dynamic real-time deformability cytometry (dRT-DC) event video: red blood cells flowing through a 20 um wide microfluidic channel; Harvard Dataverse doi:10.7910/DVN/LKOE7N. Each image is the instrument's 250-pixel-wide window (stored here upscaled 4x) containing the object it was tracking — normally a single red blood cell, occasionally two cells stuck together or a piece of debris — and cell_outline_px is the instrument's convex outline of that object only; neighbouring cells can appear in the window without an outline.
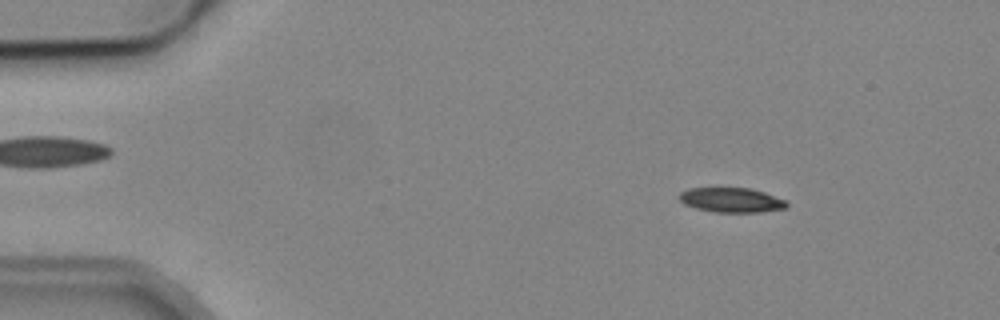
{"species": "common noctule bat (a hibernating species)", "species_latin": "Nyctalus noctula", "temperature_condition": "cold", "stored_images_in_passage": 4, "camera_frame_rate_fps": 3000, "um_per_image_px": 0.085, "animal": {"sex": "male", "body_mass_g": 19.2, "forearm_length_mm": 51.8}, "frame": {"image": 1, "passage_image": 2, "time_ms": 1.0, "image_size_px": [1000, 320], "cell_outline_px": [[788, 208], [760, 212], [716, 212], [696, 208], [684, 204], [680, 200], [680, 192], [688, 188], [752, 188], [764, 192], [784, 200], [788, 204]], "centroid_in_image_um": [62.18, 17.0], "position_along_channel_um": 22.8, "area_um2": 15.37}}